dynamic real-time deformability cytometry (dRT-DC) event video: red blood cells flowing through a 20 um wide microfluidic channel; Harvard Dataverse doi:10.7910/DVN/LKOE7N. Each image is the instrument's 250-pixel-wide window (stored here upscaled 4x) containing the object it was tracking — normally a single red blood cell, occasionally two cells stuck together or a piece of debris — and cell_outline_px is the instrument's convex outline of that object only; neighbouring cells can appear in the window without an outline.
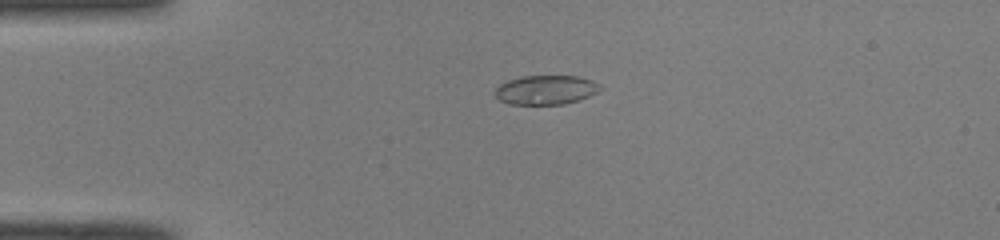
{"species": "common noctule bat (a hibernating species)", "species_latin": "Nyctalus noctula", "temperature_condition": "room temperature", "stored_images_in_passage": 39, "camera_frame_rate_fps": 3000, "um_per_image_px": 0.085, "animal": {"sex": "male", "body_mass_g": 19.0, "forearm_length_mm": 50.8}, "frame": {"image": 1, "passage_image": 1, "time_ms": 0.0, "image_size_px": [1000, 240], "cell_outline_px": [[604, 88], [580, 100], [564, 104], [508, 104], [500, 100], [492, 92], [500, 84], [508, 80], [520, 76], [580, 76], [592, 80], [600, 84]], "centroid_in_image_um": [46.4, 7.63], "position_along_channel_um": 38.6, "area_um2": 18.09}}
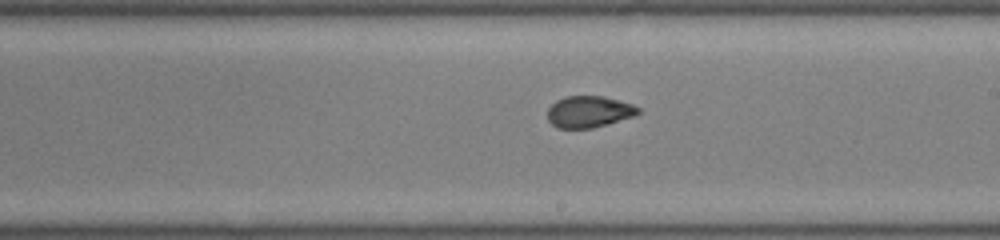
{"frame": {"image": 2, "passage_image": 18, "time_ms": 5.667, "image_size_px": [1000, 240], "cell_outline_px": [[640, 112], [632, 116], [608, 124], [592, 128], [556, 128], [548, 120], [548, 108], [556, 100], [564, 96], [604, 96], [632, 104], [640, 108]], "centroid_in_image_um": [50.04, 9.49], "position_along_channel_um": 239.0, "area_um2": 16.65}}
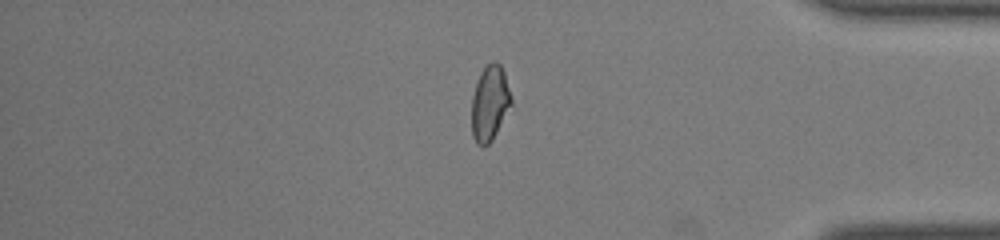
{"frame": {"image": 3, "passage_image": 31, "time_ms": 10.0, "image_size_px": [1000, 240], "cell_outline_px": [[512, 104], [492, 140], [484, 148], [476, 144], [472, 136], [472, 96], [476, 80], [480, 72], [492, 60], [496, 60], [500, 64], [504, 72], [512, 100]], "centroid_in_image_um": [41.61, 8.77], "position_along_channel_um": 393.6, "area_um2": 17.51}}